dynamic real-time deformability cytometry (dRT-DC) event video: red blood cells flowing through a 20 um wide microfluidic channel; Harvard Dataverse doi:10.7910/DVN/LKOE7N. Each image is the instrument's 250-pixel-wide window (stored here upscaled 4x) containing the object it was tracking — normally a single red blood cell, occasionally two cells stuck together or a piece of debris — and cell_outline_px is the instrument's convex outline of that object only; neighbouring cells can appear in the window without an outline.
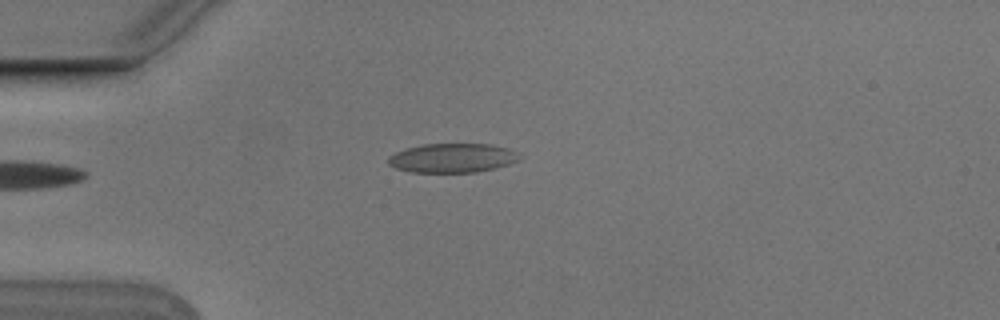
{"species": "Egyptian fruit bat (a non-hibernating species)", "species_latin": "Rousettus aegyptiacus", "temperature_condition": "cold", "stored_images_in_passage": 3, "camera_frame_rate_fps": 3000, "um_per_image_px": 0.085, "animal": {"sex": "male"}, "frame": {"image": 1, "passage_image": 1, "time_ms": 0.0, "image_size_px": [1000, 320], "cell_outline_px": [[520, 160], [496, 168], [476, 172], [412, 172], [396, 168], [388, 164], [388, 156], [396, 152], [408, 148], [424, 144], [492, 144], [508, 148], [516, 152], [520, 156]], "centroid_in_image_um": [38.47, 13.43], "position_along_channel_um": 46.5, "area_um2": 22.25}}